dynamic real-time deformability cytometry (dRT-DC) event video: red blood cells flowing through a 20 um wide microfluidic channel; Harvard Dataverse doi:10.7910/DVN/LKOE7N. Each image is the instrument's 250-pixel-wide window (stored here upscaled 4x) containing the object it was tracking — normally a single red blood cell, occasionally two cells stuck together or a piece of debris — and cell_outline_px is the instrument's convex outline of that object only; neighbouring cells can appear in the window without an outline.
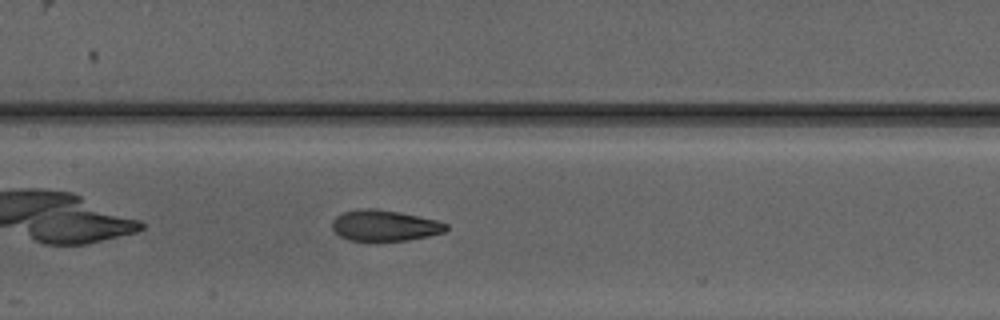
{"species": "Egyptian fruit bat (a non-hibernating species)", "species_latin": "Rousettus aegyptiacus", "temperature_condition": "warm", "stored_images_in_passage": 14, "camera_frame_rate_fps": 3000, "um_per_image_px": 0.085, "animal": {"sex": "male"}, "frame": {"image": 1, "passage_image": 11, "time_ms": 3.333, "image_size_px": [1000, 320], "cell_outline_px": [[448, 228], [444, 232], [428, 236], [408, 240], [348, 240], [340, 236], [332, 228], [332, 220], [336, 216], [344, 212], [364, 208], [372, 208], [400, 212], [436, 220], [448, 224]], "centroid_in_image_um": [32.69, 19.16], "position_along_channel_um": 174.7, "area_um2": 20.35}}